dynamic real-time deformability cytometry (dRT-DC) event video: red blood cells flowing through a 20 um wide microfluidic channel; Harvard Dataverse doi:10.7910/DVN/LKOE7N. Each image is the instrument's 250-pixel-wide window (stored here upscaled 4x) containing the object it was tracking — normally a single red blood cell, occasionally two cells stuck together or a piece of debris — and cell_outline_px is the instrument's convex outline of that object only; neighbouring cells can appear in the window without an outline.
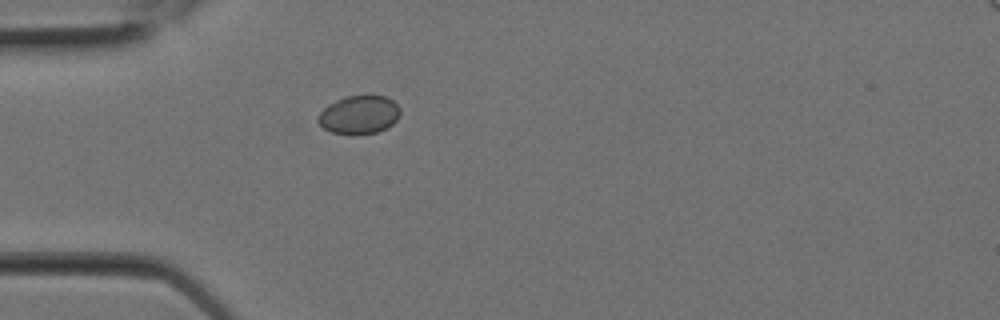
{"species": "Egyptian fruit bat (a non-hibernating species)", "species_latin": "Rousettus aegyptiacus", "temperature_condition": "room temperature", "stored_images_in_passage": 2, "camera_frame_rate_fps": 3000, "um_per_image_px": 0.085, "animal": {"sex": "female"}, "frame": {"image": 1, "passage_image": 2, "time_ms": 0.333, "image_size_px": [1000, 320], "cell_outline_px": [[400, 116], [392, 124], [376, 132], [356, 136], [352, 136], [332, 132], [324, 128], [316, 120], [316, 116], [328, 104], [344, 96], [384, 96], [392, 100], [400, 108]], "centroid_in_image_um": [30.49, 9.77], "position_along_channel_um": 54.5, "area_um2": 18.55}}